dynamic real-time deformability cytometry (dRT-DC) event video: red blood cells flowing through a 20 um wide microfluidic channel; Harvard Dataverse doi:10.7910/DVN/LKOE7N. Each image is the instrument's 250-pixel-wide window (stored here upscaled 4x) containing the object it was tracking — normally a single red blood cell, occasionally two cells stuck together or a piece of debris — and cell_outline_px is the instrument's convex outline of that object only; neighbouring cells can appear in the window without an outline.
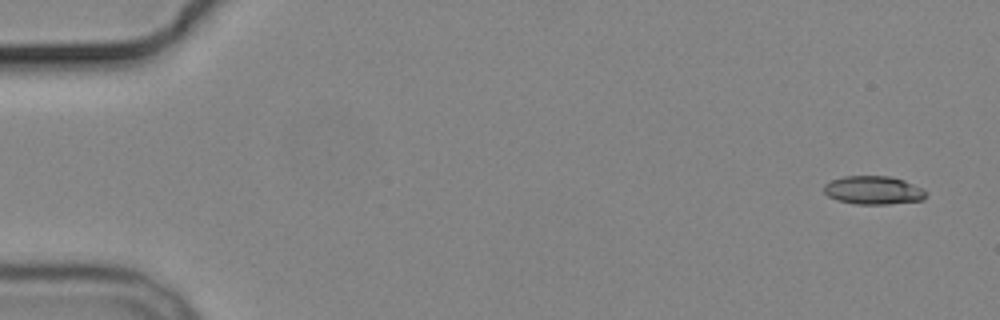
{"species": "common noctule bat (a hibernating species)", "species_latin": "Nyctalus noctula", "temperature_condition": "cold", "stored_images_in_passage": 4, "camera_frame_rate_fps": 3000, "um_per_image_px": 0.085, "animal": {"sex": "male", "body_mass_g": 19.2, "forearm_length_mm": 51.8}, "frame": {"image": 1, "passage_image": 1, "time_ms": 0.0, "image_size_px": [1000, 320], "cell_outline_px": [[928, 192], [924, 200], [888, 204], [856, 204], [840, 200], [828, 196], [824, 192], [824, 184], [832, 180], [844, 176], [888, 176], [904, 180], [924, 188]], "centroid_in_image_um": [74.29, 16.16], "position_along_channel_um": 10.7, "area_um2": 16.94}}